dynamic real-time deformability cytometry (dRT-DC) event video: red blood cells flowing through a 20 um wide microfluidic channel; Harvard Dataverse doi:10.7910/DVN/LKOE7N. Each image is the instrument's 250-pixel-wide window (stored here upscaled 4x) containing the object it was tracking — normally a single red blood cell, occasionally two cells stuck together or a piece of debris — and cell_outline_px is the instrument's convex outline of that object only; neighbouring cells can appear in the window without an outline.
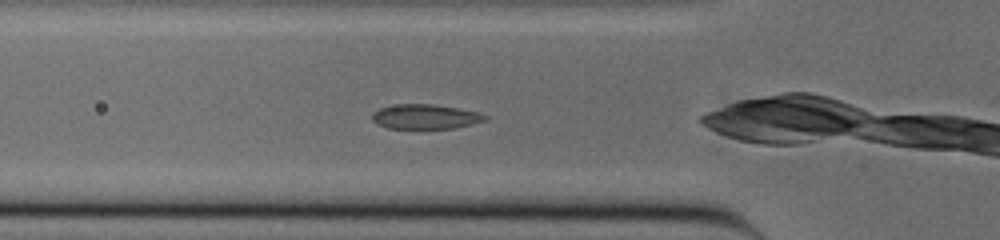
{"species": "common noctule bat (a hibernating species)", "species_latin": "Nyctalus noctula", "temperature_condition": "cold", "stored_images_in_passage": 47, "camera_frame_rate_fps": 3000, "um_per_image_px": 0.085, "animal": {"sex": "male", "body_mass_g": 20.0, "forearm_length_mm": 53.3}, "frame": {"image": 1, "passage_image": 11, "time_ms": 3.333, "image_size_px": [1000, 240], "cell_outline_px": [[488, 120], [472, 124], [452, 128], [388, 128], [376, 124], [372, 120], [372, 112], [380, 108], [400, 104], [432, 104], [456, 108], [476, 112], [488, 116]], "centroid_in_image_um": [36.13, 9.92], "position_along_channel_um": 89.7, "area_um2": 16.07}}
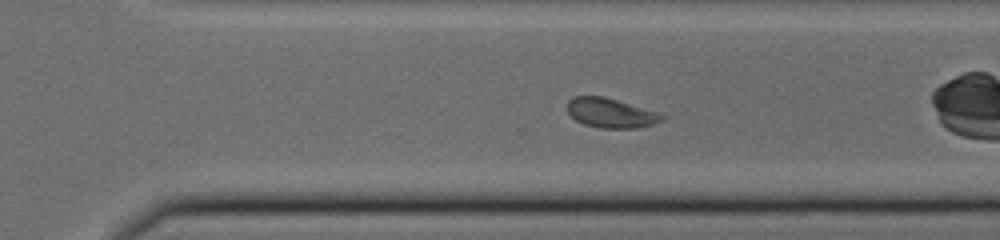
{"frame": {"image": 2, "passage_image": 29, "time_ms": 9.333, "image_size_px": [1000, 240], "cell_outline_px": [[664, 120], [652, 124], [636, 128], [600, 128], [584, 124], [576, 120], [568, 112], [568, 100], [576, 96], [604, 96], [660, 112], [664, 116]], "centroid_in_image_um": [51.94, 9.6], "position_along_channel_um": 318.7, "area_um2": 16.3}}
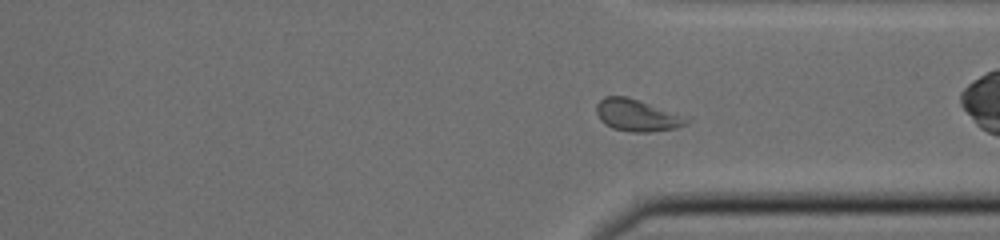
{"frame": {"image": 3, "passage_image": 32, "time_ms": 10.333, "image_size_px": [1000, 240], "cell_outline_px": [[692, 120], [688, 124], [676, 128], [648, 132], [632, 132], [612, 128], [604, 124], [600, 120], [596, 112], [596, 104], [604, 96], [624, 96], [692, 116]], "centroid_in_image_um": [54.23, 9.8], "position_along_channel_um": 357.2, "area_um2": 17.22}, "authors_computed_cell_mechanics": {"area_um2": 16.6464, "velocity_mm_per_s": 3.8171, "shape_relaxation_time_tau1_ms": 6.5828, "shape_relaxation_time_tau2_ms": null, "deformation_change_tau1": 0.1473, "deformation_change_tau2": null}}